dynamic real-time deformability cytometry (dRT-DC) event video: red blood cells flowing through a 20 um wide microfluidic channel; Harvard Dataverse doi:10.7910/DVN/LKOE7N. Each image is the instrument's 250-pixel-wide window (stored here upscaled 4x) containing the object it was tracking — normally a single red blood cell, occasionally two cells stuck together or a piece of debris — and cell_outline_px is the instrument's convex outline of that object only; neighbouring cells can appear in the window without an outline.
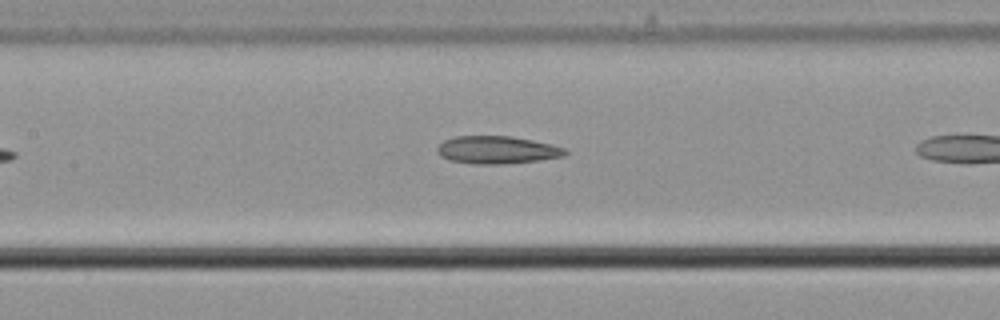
{"species": "common noctule bat (a hibernating species)", "species_latin": "Nyctalus noctula", "temperature_condition": "cold", "stored_images_in_passage": 11, "camera_frame_rate_fps": 3000, "um_per_image_px": 0.085, "animal": {"sex": "male", "body_mass_g": 21.5, "forearm_length_mm": 52.0}, "frame": {"image": 1, "passage_image": 10, "time_ms": 3.0, "image_size_px": [1000, 320], "cell_outline_px": [[568, 152], [564, 156], [540, 160], [500, 164], [472, 164], [448, 160], [440, 156], [436, 152], [436, 148], [444, 140], [452, 136], [512, 136], [552, 144], [568, 148]], "centroid_in_image_um": [42.24, 12.74], "position_along_channel_um": 165.2, "area_um2": 20.92}}